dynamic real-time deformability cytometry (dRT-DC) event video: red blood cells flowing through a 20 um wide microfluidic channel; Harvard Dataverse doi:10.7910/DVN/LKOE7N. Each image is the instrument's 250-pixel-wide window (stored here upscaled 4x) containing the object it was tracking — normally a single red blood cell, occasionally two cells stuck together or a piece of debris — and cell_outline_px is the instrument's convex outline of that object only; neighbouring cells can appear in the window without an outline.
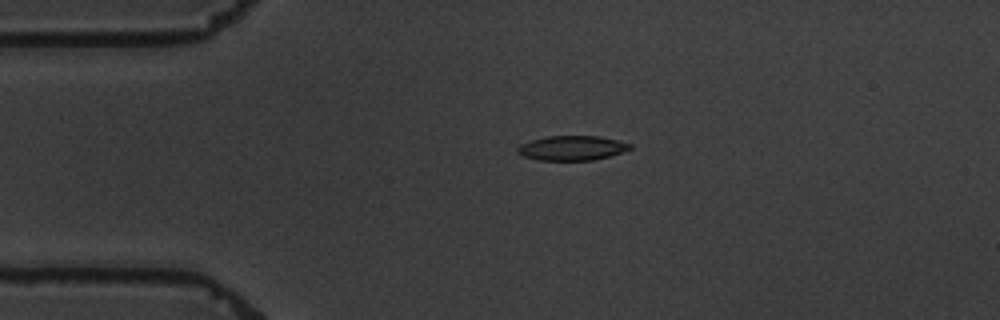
{"species": "common noctule bat (a hibernating species)", "species_latin": "Nyctalus noctula", "temperature_condition": "warm", "stored_images_in_passage": 5, "camera_frame_rate_fps": 3000, "um_per_image_px": 0.085, "animal": {"sex": "male", "body_mass_g": 19.5, "forearm_length_mm": 54.6}, "frame": {"image": 1, "passage_image": 4, "time_ms": 3.333, "image_size_px": [1000, 320], "cell_outline_px": [[632, 148], [608, 156], [592, 160], [540, 160], [524, 156], [516, 152], [516, 148], [520, 144], [532, 140], [548, 136], [600, 136], [632, 144]], "centroid_in_image_um": [48.59, 12.58], "position_along_channel_um": 36.4, "area_um2": 15.95}}